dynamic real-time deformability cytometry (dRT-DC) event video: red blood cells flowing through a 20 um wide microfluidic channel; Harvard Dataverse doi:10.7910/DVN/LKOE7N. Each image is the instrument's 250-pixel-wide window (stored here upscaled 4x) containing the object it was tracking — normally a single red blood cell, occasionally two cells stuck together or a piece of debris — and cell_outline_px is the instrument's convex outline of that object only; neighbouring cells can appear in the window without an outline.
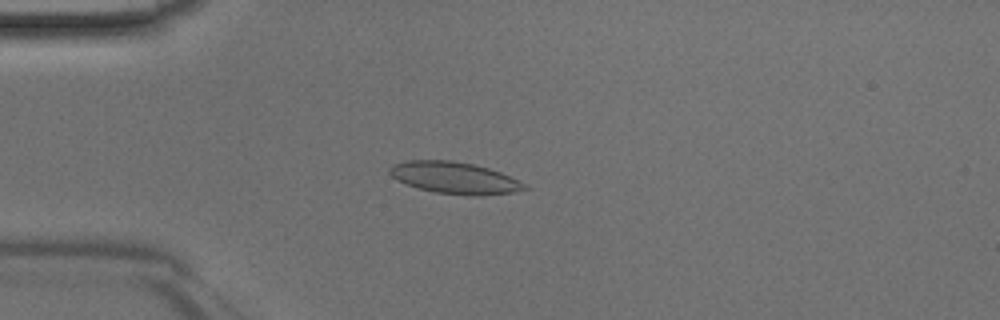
{"species": "Egyptian fruit bat (a non-hibernating species)", "species_latin": "Rousettus aegyptiacus", "temperature_condition": "room temperature", "stored_images_in_passage": 38, "camera_frame_rate_fps": 3000, "um_per_image_px": 0.085, "animal": {"sex": "male"}, "frame": {"image": 1, "passage_image": 4, "time_ms": 1.0, "image_size_px": [1000, 320], "cell_outline_px": [[528, 188], [512, 192], [480, 196], [472, 196], [436, 192], [420, 188], [396, 180], [388, 172], [388, 168], [392, 164], [408, 160], [452, 160], [472, 164], [488, 168], [500, 172], [528, 184]], "centroid_in_image_um": [38.63, 15.11], "position_along_channel_um": 46.4, "area_um2": 24.91}}
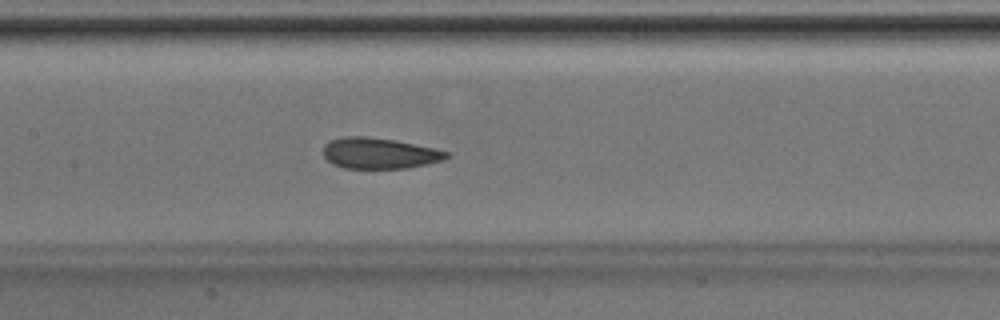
{"frame": {"image": 2, "passage_image": 14, "time_ms": 4.333, "image_size_px": [1000, 320], "cell_outline_px": [[452, 156], [444, 160], [428, 164], [408, 168], [344, 168], [332, 164], [324, 156], [324, 144], [328, 140], [344, 136], [364, 136], [396, 140], [436, 148], [448, 152]], "centroid_in_image_um": [32.27, 13.02], "position_along_channel_um": 175.1, "area_um2": 22.48}}
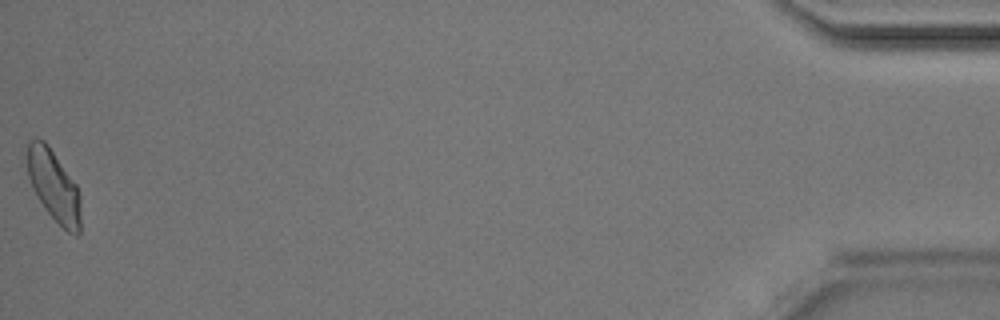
{"frame": {"image": 3, "passage_image": 38, "time_ms": 12.333, "image_size_px": [1000, 320], "cell_outline_px": [[80, 232], [76, 236], [68, 232], [44, 208], [36, 196], [32, 188], [28, 176], [28, 140], [36, 136], [44, 140], [48, 144], [76, 184], [80, 192]], "centroid_in_image_um": [4.57, 15.77], "position_along_channel_um": 430.6, "area_um2": 22.25}}